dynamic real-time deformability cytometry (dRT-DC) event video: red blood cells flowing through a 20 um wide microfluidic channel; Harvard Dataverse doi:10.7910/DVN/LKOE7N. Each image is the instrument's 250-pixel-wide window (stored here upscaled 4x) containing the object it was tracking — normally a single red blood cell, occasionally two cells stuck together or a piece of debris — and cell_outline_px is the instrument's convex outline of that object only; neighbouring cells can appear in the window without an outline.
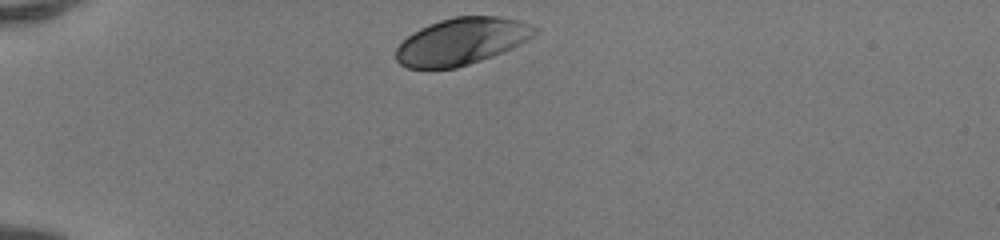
{"species": "human", "species_latin": "Homo sapiens", "temperature_condition": "room temperature", "stored_images_in_passage": 31, "camera_frame_rate_fps": 3000, "um_per_image_px": 0.085, "donor": {"sex": "female"}, "frame": {"image": 1, "passage_image": 1, "time_ms": 0.0, "image_size_px": [1000, 240], "cell_outline_px": [[540, 28], [528, 40], [512, 48], [492, 56], [456, 68], [408, 68], [400, 64], [396, 60], [396, 48], [412, 32], [428, 24], [440, 20], [456, 16], [500, 16], [520, 20], [532, 24]], "centroid_in_image_um": [39.26, 3.5], "position_along_channel_um": 45.7, "area_um2": 37.92}}
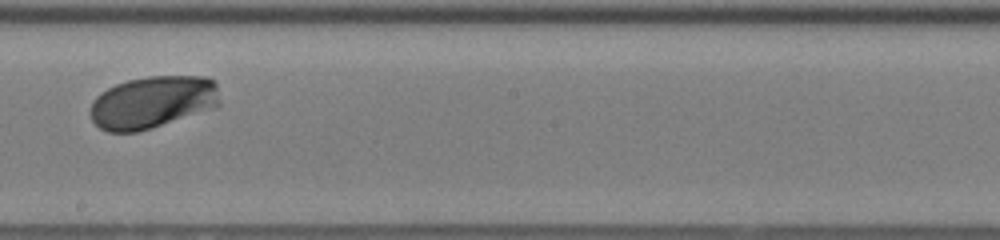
{"frame": {"image": 2, "passage_image": 18, "time_ms": 5.667, "image_size_px": [1000, 240], "cell_outline_px": [[220, 104], [216, 108], [152, 128], [136, 132], [108, 132], [100, 128], [92, 120], [88, 112], [92, 100], [100, 92], [116, 84], [128, 80], [148, 76], [204, 76], [212, 80], [216, 84], [220, 100]], "centroid_in_image_um": [12.96, 8.69], "position_along_channel_um": 235.2, "area_um2": 39.94}}
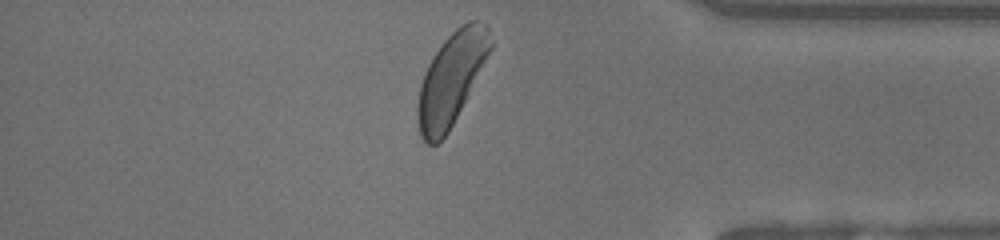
{"frame": {"image": 3, "passage_image": 31, "time_ms": 10.0, "image_size_px": [1000, 240], "cell_outline_px": [[492, 48], [448, 132], [436, 144], [428, 144], [420, 136], [416, 120], [416, 104], [420, 84], [424, 72], [432, 56], [444, 40], [456, 28], [468, 20], [476, 20], [488, 24], [492, 44]], "centroid_in_image_um": [38.32, 6.68], "position_along_channel_um": 396.9, "area_um2": 38.78}, "authors_computed_cell_mechanics": {"area_um2": 39.015, "velocity_mm_per_s": 4.0736, "shape_relaxation_time_tau1_ms": 1.2141, "shape_relaxation_time_tau2_ms": null, "deformation_change_tau1": 0.119, "deformation_change_tau2": null}}